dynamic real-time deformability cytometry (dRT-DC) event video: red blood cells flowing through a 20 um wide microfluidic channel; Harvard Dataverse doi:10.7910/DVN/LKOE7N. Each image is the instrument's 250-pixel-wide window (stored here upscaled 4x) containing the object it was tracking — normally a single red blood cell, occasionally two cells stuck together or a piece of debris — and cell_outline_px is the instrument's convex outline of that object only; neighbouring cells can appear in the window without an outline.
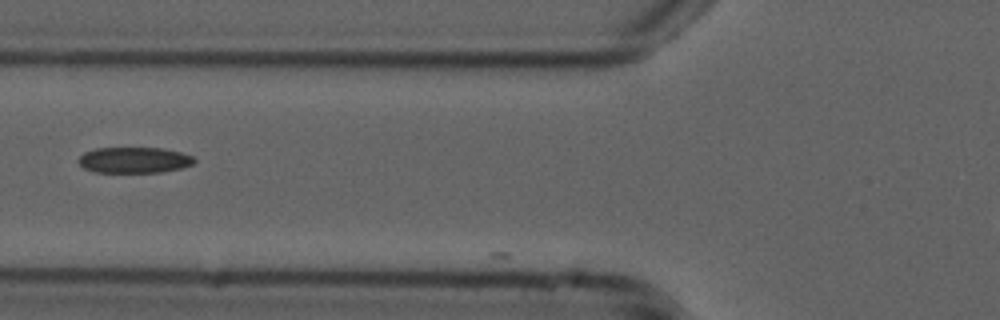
{"species": "common noctule bat (a hibernating species)", "species_latin": "Nyctalus noctula", "temperature_condition": "cold", "stored_images_in_passage": 5, "camera_frame_rate_fps": 3000, "um_per_image_px": 0.085, "animal": {"sex": "male", "forearm_length_mm": 52.5}, "frame": {"image": 1, "passage_image": 3, "time_ms": 0.667, "image_size_px": [1000, 320], "cell_outline_px": [[196, 160], [192, 164], [180, 168], [164, 172], [96, 172], [84, 168], [76, 160], [84, 152], [96, 148], [164, 148], [180, 152], [192, 156]], "centroid_in_image_um": [11.39, 13.6], "position_along_channel_um": 114.4, "area_um2": 17.46}}